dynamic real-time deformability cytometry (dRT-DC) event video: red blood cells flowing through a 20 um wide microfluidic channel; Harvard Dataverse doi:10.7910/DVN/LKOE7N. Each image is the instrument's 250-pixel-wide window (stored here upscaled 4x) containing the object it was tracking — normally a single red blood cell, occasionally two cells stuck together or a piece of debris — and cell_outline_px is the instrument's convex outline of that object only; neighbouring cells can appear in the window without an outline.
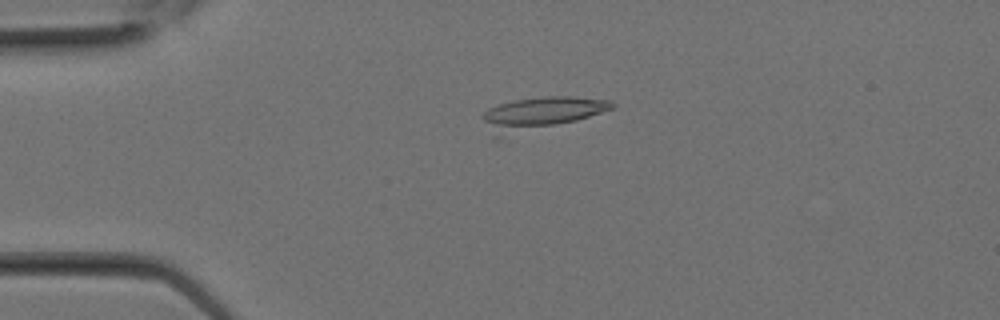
{"species": "Egyptian fruit bat (a non-hibernating species)", "species_latin": "Rousettus aegyptiacus", "temperature_condition": "room temperature", "stored_images_in_passage": 12, "camera_frame_rate_fps": 3000, "um_per_image_px": 0.085, "animal": {"sex": "female"}, "frame": {"image": 1, "passage_image": 7, "time_ms": 2.0, "image_size_px": [1000, 320], "cell_outline_px": [[616, 104], [612, 108], [576, 120], [500, 140], [496, 136], [480, 116], [488, 108], [496, 104], [512, 100], [544, 96], [572, 96], [612, 100]], "centroid_in_image_um": [45.89, 9.65], "position_along_channel_um": 39.1, "area_um2": 24.91}}
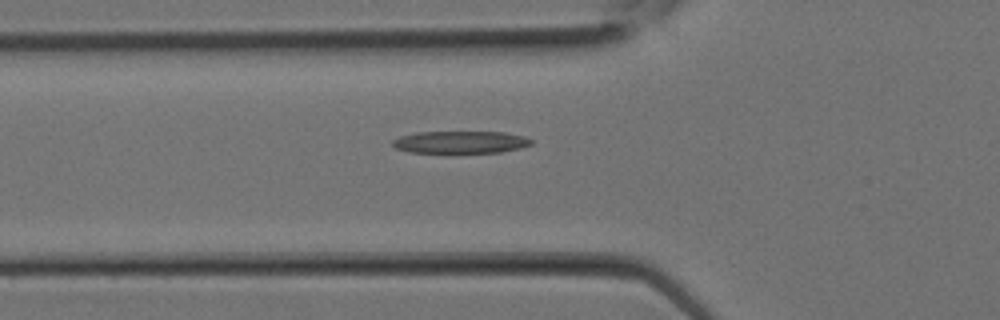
{"frame": {"image": 2, "passage_image": 10, "time_ms": 3.0, "image_size_px": [1000, 320], "cell_outline_px": [[532, 144], [520, 148], [500, 152], [408, 152], [396, 148], [392, 144], [392, 140], [400, 136], [416, 132], [504, 132], [524, 136], [532, 140]], "centroid_in_image_um": [39.13, 12.07], "position_along_channel_um": 86.7, "area_um2": 17.86}}
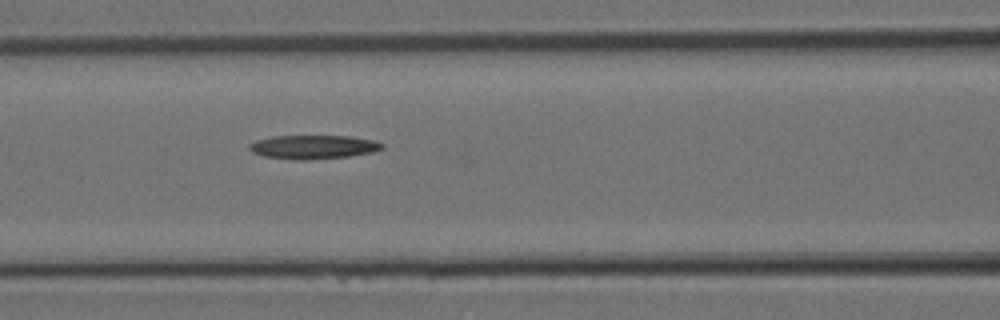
{"frame": {"image": 3, "passage_image": 12, "time_ms": 3.667, "image_size_px": [1000, 320], "cell_outline_px": [[384, 148], [372, 152], [348, 156], [304, 160], [300, 160], [264, 156], [252, 152], [248, 148], [248, 144], [256, 140], [272, 136], [348, 136], [376, 140], [384, 144]], "centroid_in_image_um": [26.63, 12.48], "position_along_channel_um": 140.0, "area_um2": 18.38}}